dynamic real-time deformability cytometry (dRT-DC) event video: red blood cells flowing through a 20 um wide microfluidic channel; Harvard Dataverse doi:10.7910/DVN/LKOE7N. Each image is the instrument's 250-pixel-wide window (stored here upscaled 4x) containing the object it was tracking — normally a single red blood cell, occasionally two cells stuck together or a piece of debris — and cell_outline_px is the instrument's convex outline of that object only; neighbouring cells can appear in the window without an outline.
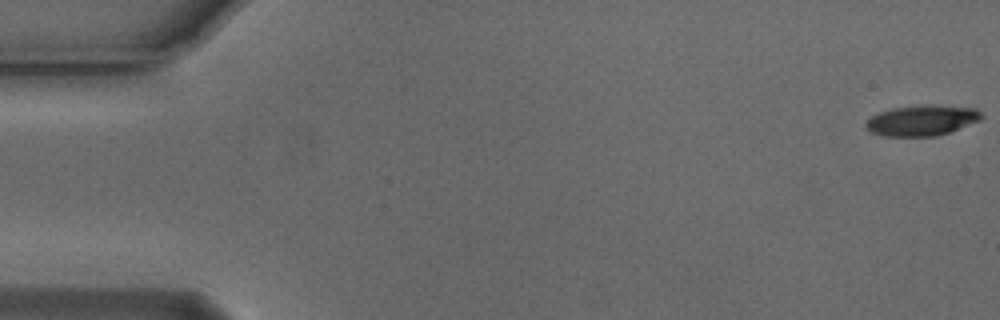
{"species": "Egyptian fruit bat (a non-hibernating species)", "species_latin": "Rousettus aegyptiacus", "temperature_condition": "cold", "stored_images_in_passage": 54, "camera_frame_rate_fps": 3000, "um_per_image_px": 0.085, "animal": {"sex": "male"}, "frame": {"image": 1, "passage_image": 1, "time_ms": 0.0, "image_size_px": [1000, 320], "cell_outline_px": [[984, 116], [980, 120], [948, 132], [936, 136], [884, 136], [872, 132], [864, 124], [872, 116], [880, 112], [892, 108], [920, 104], [928, 104], [976, 108]], "centroid_in_image_um": [78.37, 10.22], "position_along_channel_um": 6.6, "area_um2": 20.52}}
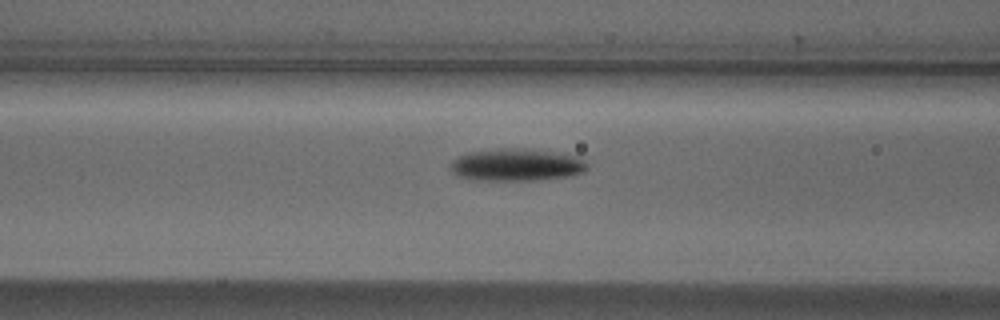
{"frame": {"image": 2, "passage_image": 22, "time_ms": 7.0, "image_size_px": [1000, 320], "cell_outline_px": [[588, 168], [584, 172], [568, 176], [532, 180], [472, 180], [456, 176], [448, 168], [452, 160], [456, 156], [468, 152], [500, 148], [524, 148], [552, 152], [576, 156], [584, 160], [588, 164]], "centroid_in_image_um": [43.83, 14.01], "position_along_channel_um": 122.8, "area_um2": 26.01}}
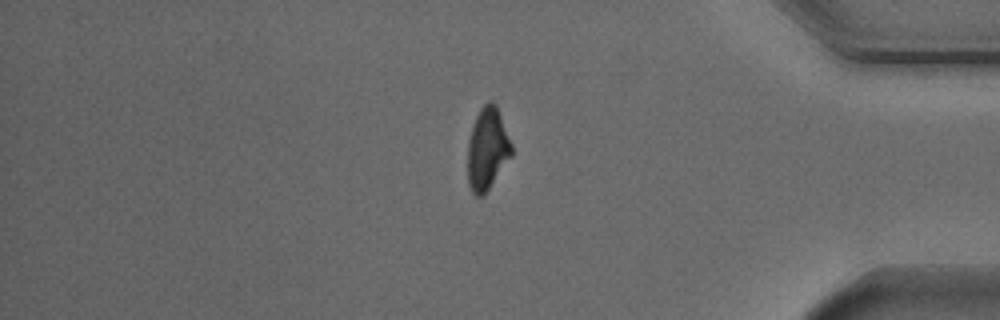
{"frame": {"image": 3, "passage_image": 46, "time_ms": 15.0, "image_size_px": [1000, 320], "cell_outline_px": [[512, 156], [488, 188], [480, 196], [476, 196], [472, 192], [468, 184], [468, 140], [476, 116], [480, 108], [488, 100], [492, 100], [496, 104], [512, 144]], "centroid_in_image_um": [41.42, 12.61], "position_along_channel_um": 393.8, "area_um2": 20.81}}